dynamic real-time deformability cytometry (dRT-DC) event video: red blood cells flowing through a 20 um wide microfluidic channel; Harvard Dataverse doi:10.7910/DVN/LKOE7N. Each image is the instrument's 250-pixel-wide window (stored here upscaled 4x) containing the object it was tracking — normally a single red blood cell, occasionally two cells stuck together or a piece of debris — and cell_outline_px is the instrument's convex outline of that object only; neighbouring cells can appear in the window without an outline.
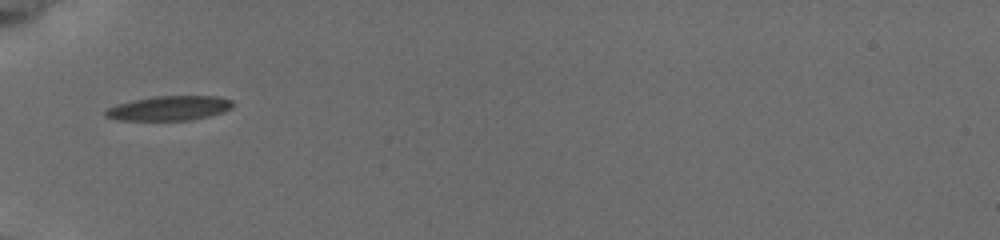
{"species": "common noctule bat (a hibernating species)", "species_latin": "Nyctalus noctula", "temperature_condition": "cold", "stored_images_in_passage": 6, "camera_frame_rate_fps": 3000, "um_per_image_px": 0.085, "animal": {"sex": "female", "body_mass_g": 19.5, "forearm_length_mm": 54.1}, "frame": {"image": 1, "passage_image": 1, "time_ms": 0.0, "image_size_px": [1000, 240], "cell_outline_px": [[232, 108], [224, 112], [192, 120], [116, 120], [104, 116], [104, 112], [108, 108], [116, 104], [132, 100], [152, 96], [216, 96], [232, 100]], "centroid_in_image_um": [14.36, 9.2], "position_along_channel_um": 70.6, "area_um2": 18.32}}
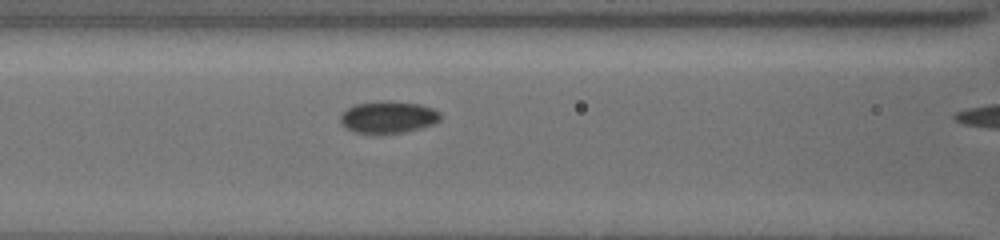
{"frame": {"image": 2, "passage_image": 3, "time_ms": 0.333, "image_size_px": [1000, 240], "cell_outline_px": [[440, 120], [436, 124], [404, 132], [380, 136], [376, 136], [356, 132], [340, 124], [340, 116], [348, 108], [356, 104], [380, 100], [388, 100], [420, 104], [432, 108], [440, 112]], "centroid_in_image_um": [33.0, 9.98], "position_along_channel_um": 133.6, "area_um2": 19.25}}